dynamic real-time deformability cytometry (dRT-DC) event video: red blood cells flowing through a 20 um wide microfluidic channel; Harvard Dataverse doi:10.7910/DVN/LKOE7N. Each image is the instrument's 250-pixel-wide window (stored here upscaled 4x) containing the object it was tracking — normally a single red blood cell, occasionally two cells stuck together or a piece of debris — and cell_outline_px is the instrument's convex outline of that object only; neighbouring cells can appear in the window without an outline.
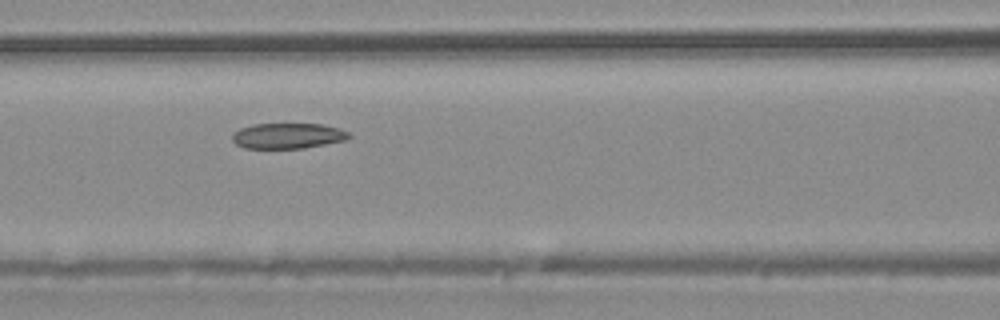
{"species": "common noctule bat (a hibernating species)", "species_latin": "Nyctalus noctula", "temperature_condition": "warm", "stored_images_in_passage": 6, "camera_frame_rate_fps": 3000, "um_per_image_px": 0.085, "animal": {"sex": "male", "body_mass_g": 20.4}, "frame": {"image": 1, "passage_image": 6, "time_ms": 6.0, "image_size_px": [1000, 320], "cell_outline_px": [[352, 136], [344, 140], [304, 148], [244, 148], [236, 144], [232, 140], [232, 132], [240, 128], [252, 124], [324, 124], [340, 128], [348, 132]], "centroid_in_image_um": [24.44, 11.54], "position_along_channel_um": 142.2, "area_um2": 17.4}}